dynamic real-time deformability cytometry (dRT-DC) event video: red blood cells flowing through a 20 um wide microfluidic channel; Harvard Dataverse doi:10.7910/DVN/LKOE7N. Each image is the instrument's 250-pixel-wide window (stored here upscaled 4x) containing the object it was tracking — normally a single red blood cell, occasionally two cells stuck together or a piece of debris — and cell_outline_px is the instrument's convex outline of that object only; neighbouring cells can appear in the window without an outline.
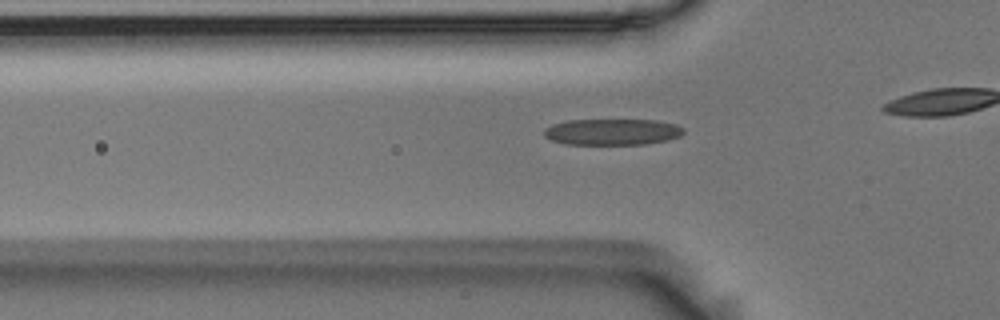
{"species": "Egyptian fruit bat (a non-hibernating species)", "species_latin": "Rousettus aegyptiacus", "temperature_condition": "room temperature", "stored_images_in_passage": 34, "camera_frame_rate_fps": 3000, "um_per_image_px": 0.085, "animal": {"sex": "male"}, "frame": {"image": 1, "passage_image": 9, "time_ms": 2.667, "image_size_px": [1000, 320], "cell_outline_px": [[684, 132], [680, 136], [668, 140], [644, 144], [564, 144], [552, 140], [544, 136], [544, 128], [552, 124], [568, 120], [656, 120], [676, 124], [684, 128]], "centroid_in_image_um": [52.04, 11.21], "position_along_channel_um": 73.8, "area_um2": 21.39}}
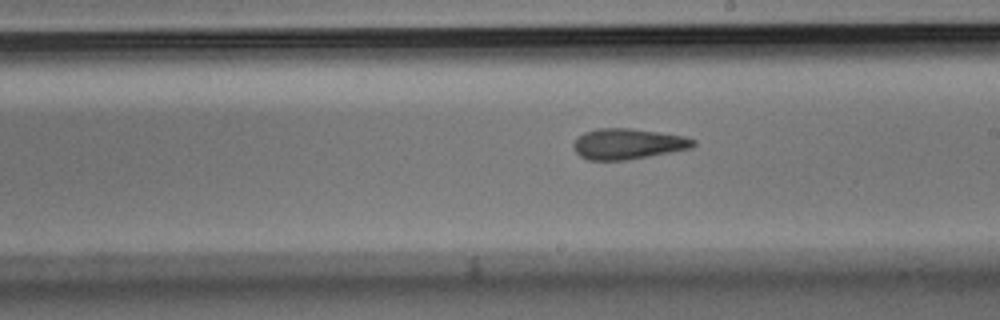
{"frame": {"image": 2, "passage_image": 22, "time_ms": 7.0, "image_size_px": [1000, 320], "cell_outline_px": [[696, 144], [692, 148], [628, 160], [588, 160], [580, 156], [572, 148], [572, 144], [576, 136], [584, 132], [596, 128], [632, 128], [684, 136], [696, 140]], "centroid_in_image_um": [53.33, 12.22], "position_along_channel_um": 235.7, "area_um2": 21.68}}
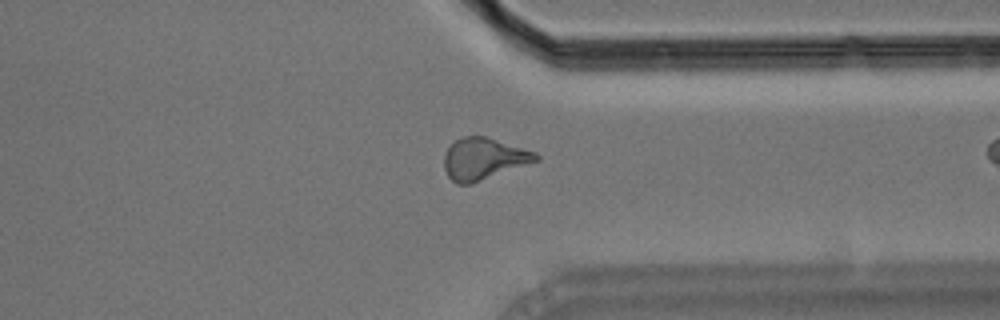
{"frame": {"image": 3, "passage_image": 33, "time_ms": 10.667, "image_size_px": [1000, 320], "cell_outline_px": [[540, 160], [468, 184], [456, 184], [448, 176], [444, 168], [444, 156], [448, 148], [456, 140], [464, 136], [484, 136], [536, 152], [540, 156]], "centroid_in_image_um": [41.1, 13.49], "position_along_channel_um": 370.3, "area_um2": 21.91}}